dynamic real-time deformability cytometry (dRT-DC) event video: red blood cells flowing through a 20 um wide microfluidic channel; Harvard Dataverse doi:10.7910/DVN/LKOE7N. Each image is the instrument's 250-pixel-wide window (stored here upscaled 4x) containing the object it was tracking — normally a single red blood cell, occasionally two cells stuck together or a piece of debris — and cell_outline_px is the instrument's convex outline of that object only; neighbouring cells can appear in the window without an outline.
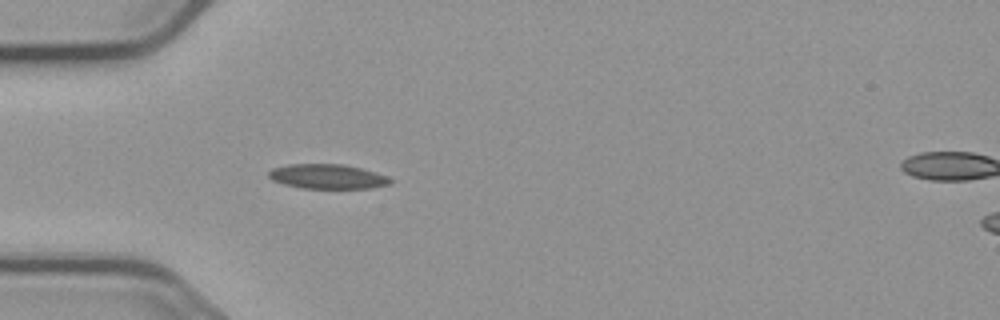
{"species": "common noctule bat (a hibernating species)", "species_latin": "Nyctalus noctula", "temperature_condition": "cold", "stored_images_in_passage": 4, "segment_of_instrument_passage": [1, 2], "camera_frame_rate_fps": 3000, "um_per_image_px": 0.085, "animal": {"sex": "male", "body_mass_g": 23.1, "forearm_length_mm": 52.7}, "frame": {"image": 1, "passage_image": 3, "time_ms": 2.667, "image_size_px": [1000, 320], "cell_outline_px": [[392, 180], [388, 184], [372, 188], [300, 188], [284, 184], [272, 180], [268, 176], [268, 172], [272, 168], [288, 164], [344, 164], [376, 172], [388, 176]], "centroid_in_image_um": [27.82, 15.0], "position_along_channel_um": 57.2, "area_um2": 17.46}}